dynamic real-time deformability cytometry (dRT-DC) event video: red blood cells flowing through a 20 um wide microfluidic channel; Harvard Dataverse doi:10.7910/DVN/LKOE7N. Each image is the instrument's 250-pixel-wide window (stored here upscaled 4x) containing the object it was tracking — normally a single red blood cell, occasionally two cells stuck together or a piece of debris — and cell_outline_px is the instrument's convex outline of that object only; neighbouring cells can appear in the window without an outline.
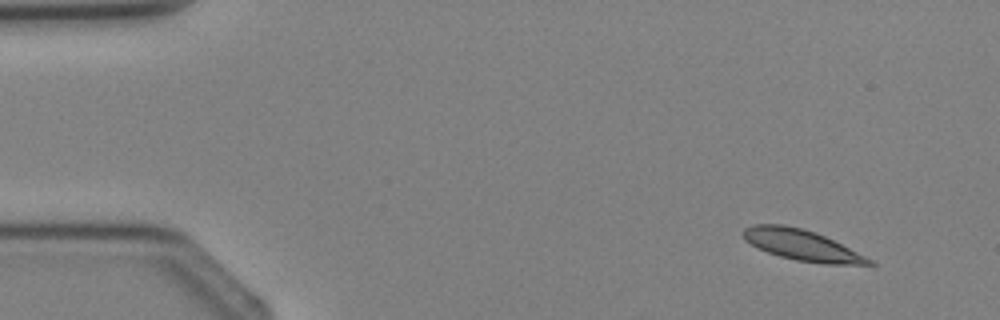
{"species": "Egyptian fruit bat (a non-hibernating species)", "species_latin": "Rousettus aegyptiacus", "temperature_condition": "cold", "stored_images_in_passage": 3, "camera_frame_rate_fps": 3000, "um_per_image_px": 0.085, "animal": {"sex": "female"}, "frame": {"image": 1, "passage_image": 1, "time_ms": 0.0, "image_size_px": [1000, 320], "cell_outline_px": [[876, 264], [824, 264], [796, 260], [780, 256], [756, 248], [744, 240], [740, 232], [744, 228], [752, 224], [784, 224], [804, 228], [816, 232], [872, 260]], "centroid_in_image_um": [68.04, 20.81], "position_along_channel_um": 17.0, "area_um2": 22.48}}
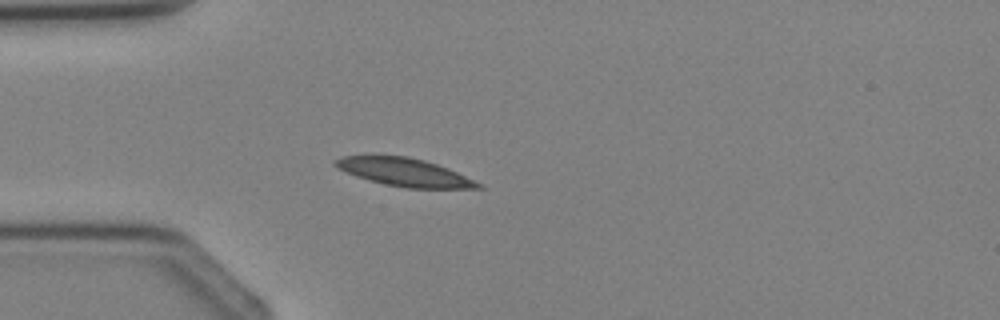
{"frame": {"image": 2, "passage_image": 3, "time_ms": 2.333, "image_size_px": [1000, 320], "cell_outline_px": [[484, 188], [408, 188], [384, 184], [356, 176], [332, 164], [340, 156], [372, 152], [408, 156], [424, 160], [448, 168], [480, 184]], "centroid_in_image_um": [34.25, 14.57], "position_along_channel_um": 50.7, "area_um2": 23.7}}